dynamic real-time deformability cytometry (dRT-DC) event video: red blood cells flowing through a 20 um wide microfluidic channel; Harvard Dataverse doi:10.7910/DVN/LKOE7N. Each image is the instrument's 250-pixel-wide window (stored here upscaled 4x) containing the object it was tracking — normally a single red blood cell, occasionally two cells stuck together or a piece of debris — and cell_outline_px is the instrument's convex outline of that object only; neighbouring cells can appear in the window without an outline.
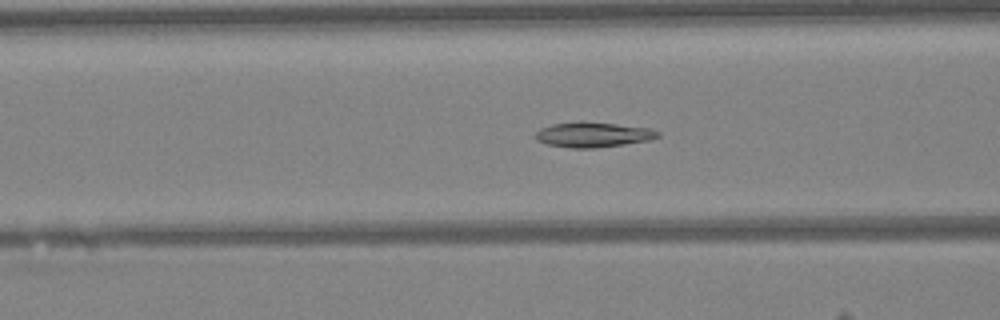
{"species": "Egyptian fruit bat (a non-hibernating species)", "species_latin": "Rousettus aegyptiacus", "temperature_condition": "warm", "stored_images_in_passage": 49, "camera_frame_rate_fps": 3000, "um_per_image_px": 0.085, "animal": {"sex": "female"}, "frame": {"image": 1, "passage_image": 19, "time_ms": 6.0, "image_size_px": [1000, 320], "cell_outline_px": [[660, 136], [652, 140], [596, 148], [572, 148], [548, 144], [536, 140], [532, 136], [540, 128], [552, 124], [580, 120], [616, 124], [648, 128], [660, 132]], "centroid_in_image_um": [50.38, 11.43], "position_along_channel_um": 116.2, "area_um2": 18.15}}
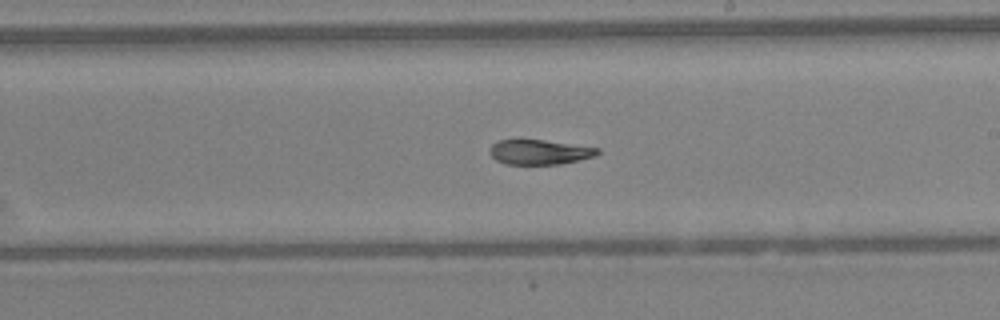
{"frame": {"image": 2, "passage_image": 28, "time_ms": 9.0, "image_size_px": [1000, 320], "cell_outline_px": [[600, 152], [596, 156], [580, 160], [560, 164], [504, 164], [496, 160], [488, 152], [488, 148], [492, 144], [500, 140], [544, 140], [600, 148]], "centroid_in_image_um": [45.85, 12.93], "position_along_channel_um": 243.1, "area_um2": 15.66}}
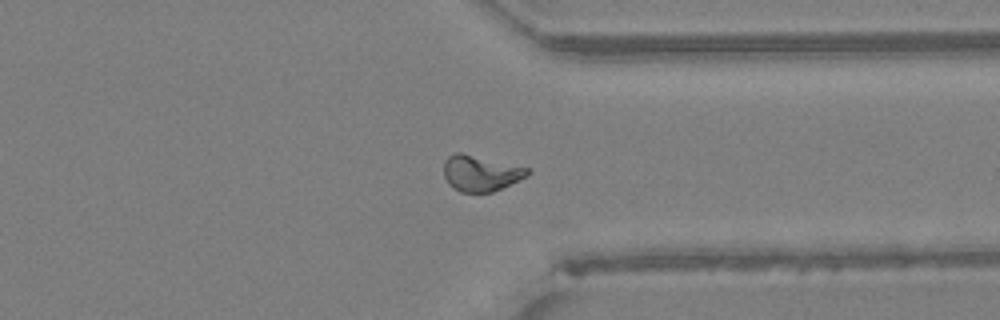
{"frame": {"image": 3, "passage_image": 37, "time_ms": 12.0, "image_size_px": [1000, 320], "cell_outline_px": [[532, 172], [528, 176], [492, 192], [460, 192], [448, 184], [444, 176], [444, 160], [448, 156], [456, 152], [460, 152], [528, 168]], "centroid_in_image_um": [40.84, 14.72], "position_along_channel_um": 370.6, "area_um2": 17.4}, "authors_computed_cell_mechanics": {"area_um2": 17.629, "velocity_mm_per_s": 4.256, "shape_relaxation_time_tau1_ms": 6.9114, "shape_relaxation_time_tau2_ms": 4.2712, "deformation_change_tau1": 0.2035, "deformation_change_tau2": 0.0893}}